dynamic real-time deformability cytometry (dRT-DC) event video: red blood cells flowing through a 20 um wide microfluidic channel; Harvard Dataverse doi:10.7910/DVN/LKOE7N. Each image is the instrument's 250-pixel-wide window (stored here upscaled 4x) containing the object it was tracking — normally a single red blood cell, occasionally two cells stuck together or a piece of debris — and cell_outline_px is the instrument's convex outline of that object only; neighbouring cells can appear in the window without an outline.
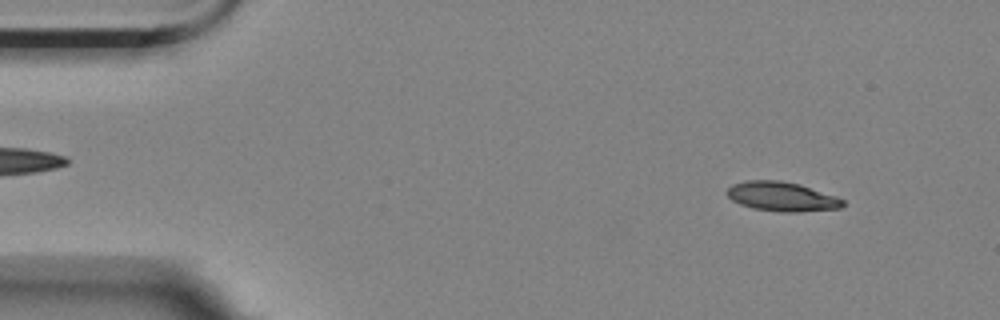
{"species": "Egyptian fruit bat (a non-hibernating species)", "species_latin": "Rousettus aegyptiacus", "temperature_condition": "room temperature", "stored_images_in_passage": 4, "camera_frame_rate_fps": 3000, "um_per_image_px": 0.085, "animal": {"sex": "female"}, "frame": {"image": 1, "passage_image": 1, "time_ms": 0.0, "image_size_px": [1000, 320], "cell_outline_px": [[844, 204], [840, 208], [800, 212], [780, 212], [752, 208], [740, 204], [732, 200], [728, 196], [728, 188], [732, 184], [744, 180], [780, 180], [800, 184], [836, 196], [844, 200]], "centroid_in_image_um": [66.46, 16.7], "position_along_channel_um": 18.5, "area_um2": 19.88}}
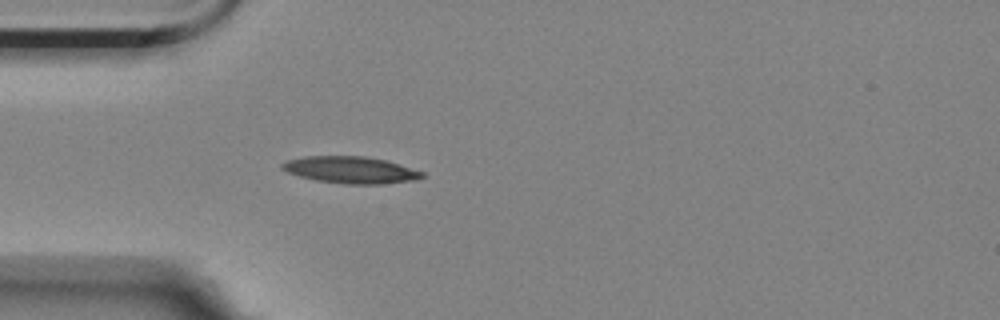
{"frame": {"image": 2, "passage_image": 4, "time_ms": 1.0, "image_size_px": [1000, 320], "cell_outline_px": [[424, 176], [412, 180], [380, 184], [348, 184], [316, 180], [300, 176], [288, 172], [280, 168], [280, 164], [284, 160], [304, 156], [364, 156], [388, 160], [424, 172]], "centroid_in_image_um": [29.77, 14.42], "position_along_channel_um": 55.2, "area_um2": 21.91}}